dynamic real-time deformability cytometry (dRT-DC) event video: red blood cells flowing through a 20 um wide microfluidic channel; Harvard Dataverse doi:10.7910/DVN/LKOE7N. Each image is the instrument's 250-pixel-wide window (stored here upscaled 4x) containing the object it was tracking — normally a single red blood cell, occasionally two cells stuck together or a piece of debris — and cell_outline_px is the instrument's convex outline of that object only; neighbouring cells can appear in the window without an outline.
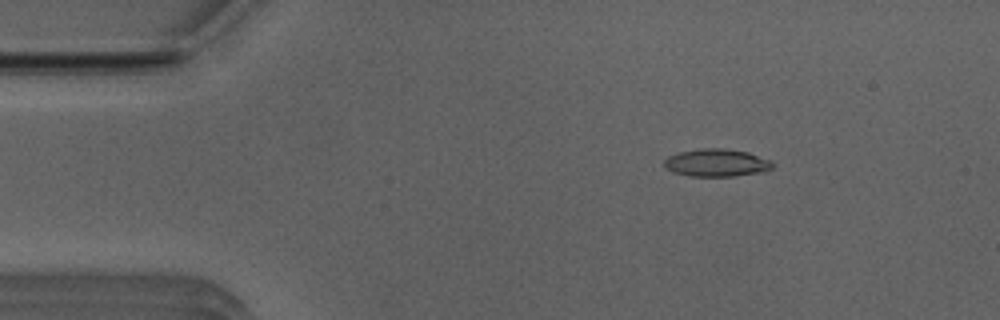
{"species": "Egyptian fruit bat (a non-hibernating species)", "species_latin": "Rousettus aegyptiacus", "temperature_condition": "room temperature", "stored_images_in_passage": 52, "camera_frame_rate_fps": 3000, "um_per_image_px": 0.085, "animal": {"sex": "male"}, "frame": {"image": 1, "passage_image": 8, "time_ms": 2.333, "image_size_px": [1000, 320], "cell_outline_px": [[772, 168], [764, 172], [732, 176], [688, 176], [672, 172], [664, 168], [664, 160], [668, 156], [680, 152], [700, 148], [720, 148], [748, 152], [768, 160], [772, 164]], "centroid_in_image_um": [60.85, 13.84], "position_along_channel_um": 24.2, "area_um2": 17.4}}
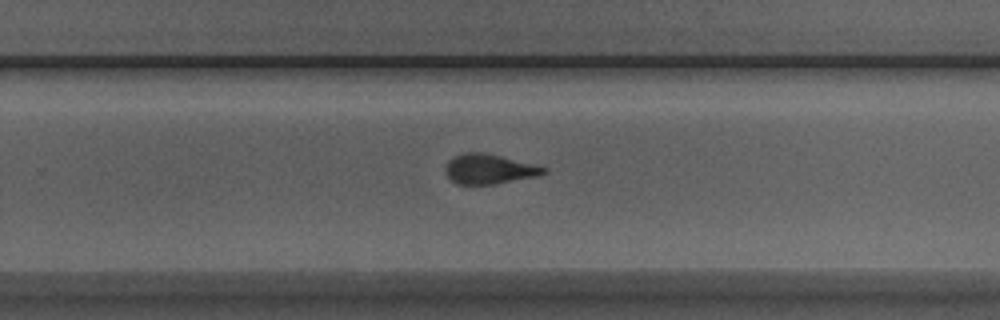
{"frame": {"image": 2, "passage_image": 33, "time_ms": 10.667, "image_size_px": [1000, 320], "cell_outline_px": [[548, 172], [536, 176], [496, 184], [456, 184], [444, 172], [444, 168], [448, 160], [464, 152], [480, 152], [500, 156], [548, 168]], "centroid_in_image_um": [41.55, 14.37], "position_along_channel_um": 288.3, "area_um2": 16.94}}
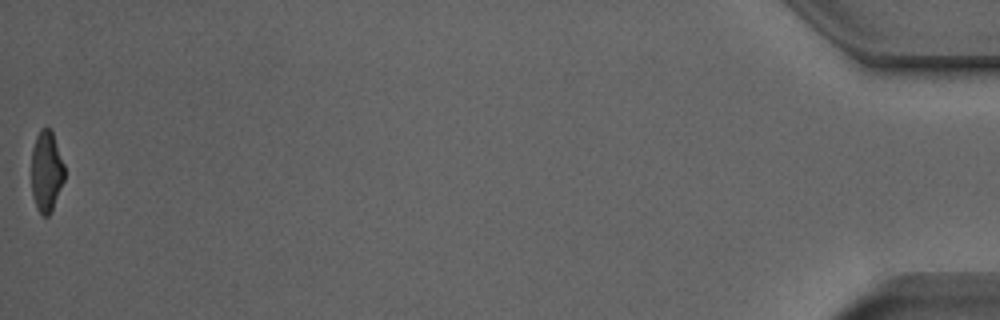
{"frame": {"image": 3, "passage_image": 52, "time_ms": 17.0, "image_size_px": [1000, 320], "cell_outline_px": [[64, 180], [52, 212], [48, 216], [44, 216], [36, 208], [32, 192], [32, 148], [36, 136], [40, 128], [48, 128], [52, 132], [64, 164]], "centroid_in_image_um": [3.94, 14.59], "position_along_channel_um": 431.3, "area_um2": 15.55}, "authors_computed_cell_mechanics": {"area_um2": 17.0799, "velocity_mm_per_s": 3.9418, "shape_relaxation_time_tau1_ms": 4.2151, "shape_relaxation_time_tau2_ms": 1.9156, "deformation_change_tau1": 0.1674, "deformation_change_tau2": 0.0885}}